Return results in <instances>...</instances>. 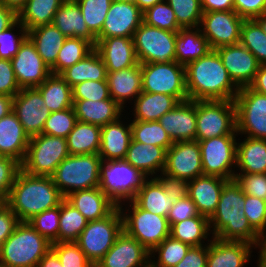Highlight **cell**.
Listing matches in <instances>:
<instances>
[{
    "label": "cell",
    "mask_w": 266,
    "mask_h": 267,
    "mask_svg": "<svg viewBox=\"0 0 266 267\" xmlns=\"http://www.w3.org/2000/svg\"><path fill=\"white\" fill-rule=\"evenodd\" d=\"M244 204L245 193L241 186L235 179L229 180L221 191L215 213L209 219L211 235L225 241L246 242L258 248L264 239L249 224Z\"/></svg>",
    "instance_id": "1"
},
{
    "label": "cell",
    "mask_w": 266,
    "mask_h": 267,
    "mask_svg": "<svg viewBox=\"0 0 266 267\" xmlns=\"http://www.w3.org/2000/svg\"><path fill=\"white\" fill-rule=\"evenodd\" d=\"M185 69L189 100H234L240 90L216 50H210Z\"/></svg>",
    "instance_id": "2"
},
{
    "label": "cell",
    "mask_w": 266,
    "mask_h": 267,
    "mask_svg": "<svg viewBox=\"0 0 266 267\" xmlns=\"http://www.w3.org/2000/svg\"><path fill=\"white\" fill-rule=\"evenodd\" d=\"M63 199L52 177L33 176L20 169L5 203L20 222H28L35 215L60 205Z\"/></svg>",
    "instance_id": "3"
},
{
    "label": "cell",
    "mask_w": 266,
    "mask_h": 267,
    "mask_svg": "<svg viewBox=\"0 0 266 267\" xmlns=\"http://www.w3.org/2000/svg\"><path fill=\"white\" fill-rule=\"evenodd\" d=\"M51 245L29 222H20L0 247V266L37 267Z\"/></svg>",
    "instance_id": "4"
},
{
    "label": "cell",
    "mask_w": 266,
    "mask_h": 267,
    "mask_svg": "<svg viewBox=\"0 0 266 267\" xmlns=\"http://www.w3.org/2000/svg\"><path fill=\"white\" fill-rule=\"evenodd\" d=\"M102 162L98 154L69 155L51 177L65 198L78 190L99 187Z\"/></svg>",
    "instance_id": "5"
},
{
    "label": "cell",
    "mask_w": 266,
    "mask_h": 267,
    "mask_svg": "<svg viewBox=\"0 0 266 267\" xmlns=\"http://www.w3.org/2000/svg\"><path fill=\"white\" fill-rule=\"evenodd\" d=\"M126 202L129 204L126 207L119 206L123 218V231L151 252L170 236L168 218L141 209L132 200Z\"/></svg>",
    "instance_id": "6"
},
{
    "label": "cell",
    "mask_w": 266,
    "mask_h": 267,
    "mask_svg": "<svg viewBox=\"0 0 266 267\" xmlns=\"http://www.w3.org/2000/svg\"><path fill=\"white\" fill-rule=\"evenodd\" d=\"M238 135L234 100H196V139Z\"/></svg>",
    "instance_id": "7"
},
{
    "label": "cell",
    "mask_w": 266,
    "mask_h": 267,
    "mask_svg": "<svg viewBox=\"0 0 266 267\" xmlns=\"http://www.w3.org/2000/svg\"><path fill=\"white\" fill-rule=\"evenodd\" d=\"M69 155L66 138L39 134L30 138L21 169L33 176L51 177Z\"/></svg>",
    "instance_id": "8"
},
{
    "label": "cell",
    "mask_w": 266,
    "mask_h": 267,
    "mask_svg": "<svg viewBox=\"0 0 266 267\" xmlns=\"http://www.w3.org/2000/svg\"><path fill=\"white\" fill-rule=\"evenodd\" d=\"M146 176L125 160L103 161L100 189L118 206L127 205L138 192Z\"/></svg>",
    "instance_id": "9"
},
{
    "label": "cell",
    "mask_w": 266,
    "mask_h": 267,
    "mask_svg": "<svg viewBox=\"0 0 266 267\" xmlns=\"http://www.w3.org/2000/svg\"><path fill=\"white\" fill-rule=\"evenodd\" d=\"M122 231L123 218L117 206L105 218L87 222L76 243L92 264L96 265L111 249Z\"/></svg>",
    "instance_id": "10"
},
{
    "label": "cell",
    "mask_w": 266,
    "mask_h": 267,
    "mask_svg": "<svg viewBox=\"0 0 266 267\" xmlns=\"http://www.w3.org/2000/svg\"><path fill=\"white\" fill-rule=\"evenodd\" d=\"M142 92L161 93L188 100L185 66L176 61L141 64Z\"/></svg>",
    "instance_id": "11"
},
{
    "label": "cell",
    "mask_w": 266,
    "mask_h": 267,
    "mask_svg": "<svg viewBox=\"0 0 266 267\" xmlns=\"http://www.w3.org/2000/svg\"><path fill=\"white\" fill-rule=\"evenodd\" d=\"M236 137L238 135H223L198 141L203 175L217 176L226 180L235 179L238 139Z\"/></svg>",
    "instance_id": "12"
},
{
    "label": "cell",
    "mask_w": 266,
    "mask_h": 267,
    "mask_svg": "<svg viewBox=\"0 0 266 267\" xmlns=\"http://www.w3.org/2000/svg\"><path fill=\"white\" fill-rule=\"evenodd\" d=\"M177 32L152 27L144 22L133 36L135 52L140 64L175 61Z\"/></svg>",
    "instance_id": "13"
},
{
    "label": "cell",
    "mask_w": 266,
    "mask_h": 267,
    "mask_svg": "<svg viewBox=\"0 0 266 267\" xmlns=\"http://www.w3.org/2000/svg\"><path fill=\"white\" fill-rule=\"evenodd\" d=\"M234 102L237 134L266 140V95L245 86L240 88Z\"/></svg>",
    "instance_id": "14"
},
{
    "label": "cell",
    "mask_w": 266,
    "mask_h": 267,
    "mask_svg": "<svg viewBox=\"0 0 266 267\" xmlns=\"http://www.w3.org/2000/svg\"><path fill=\"white\" fill-rule=\"evenodd\" d=\"M244 19L233 11L203 12L200 26L212 50L240 43Z\"/></svg>",
    "instance_id": "15"
},
{
    "label": "cell",
    "mask_w": 266,
    "mask_h": 267,
    "mask_svg": "<svg viewBox=\"0 0 266 267\" xmlns=\"http://www.w3.org/2000/svg\"><path fill=\"white\" fill-rule=\"evenodd\" d=\"M12 111L30 138L42 134L45 121L51 113L36 88H22L13 97Z\"/></svg>",
    "instance_id": "16"
},
{
    "label": "cell",
    "mask_w": 266,
    "mask_h": 267,
    "mask_svg": "<svg viewBox=\"0 0 266 267\" xmlns=\"http://www.w3.org/2000/svg\"><path fill=\"white\" fill-rule=\"evenodd\" d=\"M164 174L187 181L203 175L198 141H177L166 152Z\"/></svg>",
    "instance_id": "17"
},
{
    "label": "cell",
    "mask_w": 266,
    "mask_h": 267,
    "mask_svg": "<svg viewBox=\"0 0 266 267\" xmlns=\"http://www.w3.org/2000/svg\"><path fill=\"white\" fill-rule=\"evenodd\" d=\"M143 23V12L134 1L113 0L101 32L96 38H133L135 31Z\"/></svg>",
    "instance_id": "18"
},
{
    "label": "cell",
    "mask_w": 266,
    "mask_h": 267,
    "mask_svg": "<svg viewBox=\"0 0 266 267\" xmlns=\"http://www.w3.org/2000/svg\"><path fill=\"white\" fill-rule=\"evenodd\" d=\"M11 63L21 89L36 88L51 75L50 68L44 63L28 37L20 45Z\"/></svg>",
    "instance_id": "19"
},
{
    "label": "cell",
    "mask_w": 266,
    "mask_h": 267,
    "mask_svg": "<svg viewBox=\"0 0 266 267\" xmlns=\"http://www.w3.org/2000/svg\"><path fill=\"white\" fill-rule=\"evenodd\" d=\"M232 81L239 87L249 86L259 70L257 58L241 43L216 49Z\"/></svg>",
    "instance_id": "20"
},
{
    "label": "cell",
    "mask_w": 266,
    "mask_h": 267,
    "mask_svg": "<svg viewBox=\"0 0 266 267\" xmlns=\"http://www.w3.org/2000/svg\"><path fill=\"white\" fill-rule=\"evenodd\" d=\"M95 267H150V252L122 231Z\"/></svg>",
    "instance_id": "21"
},
{
    "label": "cell",
    "mask_w": 266,
    "mask_h": 267,
    "mask_svg": "<svg viewBox=\"0 0 266 267\" xmlns=\"http://www.w3.org/2000/svg\"><path fill=\"white\" fill-rule=\"evenodd\" d=\"M95 50L101 56L107 72H115L137 65L133 38H96Z\"/></svg>",
    "instance_id": "22"
},
{
    "label": "cell",
    "mask_w": 266,
    "mask_h": 267,
    "mask_svg": "<svg viewBox=\"0 0 266 267\" xmlns=\"http://www.w3.org/2000/svg\"><path fill=\"white\" fill-rule=\"evenodd\" d=\"M159 123L173 142L195 141L196 139V100L179 102L165 113Z\"/></svg>",
    "instance_id": "23"
},
{
    "label": "cell",
    "mask_w": 266,
    "mask_h": 267,
    "mask_svg": "<svg viewBox=\"0 0 266 267\" xmlns=\"http://www.w3.org/2000/svg\"><path fill=\"white\" fill-rule=\"evenodd\" d=\"M256 248L246 242L212 237L208 243L207 267H244L250 262L252 250Z\"/></svg>",
    "instance_id": "24"
},
{
    "label": "cell",
    "mask_w": 266,
    "mask_h": 267,
    "mask_svg": "<svg viewBox=\"0 0 266 267\" xmlns=\"http://www.w3.org/2000/svg\"><path fill=\"white\" fill-rule=\"evenodd\" d=\"M229 180L217 176L202 175L188 181V196L194 202L199 215L208 219L215 213L221 191Z\"/></svg>",
    "instance_id": "25"
},
{
    "label": "cell",
    "mask_w": 266,
    "mask_h": 267,
    "mask_svg": "<svg viewBox=\"0 0 266 267\" xmlns=\"http://www.w3.org/2000/svg\"><path fill=\"white\" fill-rule=\"evenodd\" d=\"M30 137L12 111L0 119V156L23 162Z\"/></svg>",
    "instance_id": "26"
},
{
    "label": "cell",
    "mask_w": 266,
    "mask_h": 267,
    "mask_svg": "<svg viewBox=\"0 0 266 267\" xmlns=\"http://www.w3.org/2000/svg\"><path fill=\"white\" fill-rule=\"evenodd\" d=\"M65 199L89 221L108 216L118 205L112 201L100 187L78 190Z\"/></svg>",
    "instance_id": "27"
},
{
    "label": "cell",
    "mask_w": 266,
    "mask_h": 267,
    "mask_svg": "<svg viewBox=\"0 0 266 267\" xmlns=\"http://www.w3.org/2000/svg\"><path fill=\"white\" fill-rule=\"evenodd\" d=\"M118 120L101 127V145L98 155L102 161L124 160L132 140L131 122ZM126 125V126H125Z\"/></svg>",
    "instance_id": "28"
},
{
    "label": "cell",
    "mask_w": 266,
    "mask_h": 267,
    "mask_svg": "<svg viewBox=\"0 0 266 267\" xmlns=\"http://www.w3.org/2000/svg\"><path fill=\"white\" fill-rule=\"evenodd\" d=\"M110 97L122 108L125 103L136 99L142 92L141 64L115 72H107L106 77ZM127 101V102H126Z\"/></svg>",
    "instance_id": "29"
},
{
    "label": "cell",
    "mask_w": 266,
    "mask_h": 267,
    "mask_svg": "<svg viewBox=\"0 0 266 267\" xmlns=\"http://www.w3.org/2000/svg\"><path fill=\"white\" fill-rule=\"evenodd\" d=\"M165 148L131 140L125 161L143 173L146 178L163 173L166 163Z\"/></svg>",
    "instance_id": "30"
},
{
    "label": "cell",
    "mask_w": 266,
    "mask_h": 267,
    "mask_svg": "<svg viewBox=\"0 0 266 267\" xmlns=\"http://www.w3.org/2000/svg\"><path fill=\"white\" fill-rule=\"evenodd\" d=\"M73 108L77 121L100 127L123 117L122 113L124 112V108L113 99L101 101L73 100Z\"/></svg>",
    "instance_id": "31"
},
{
    "label": "cell",
    "mask_w": 266,
    "mask_h": 267,
    "mask_svg": "<svg viewBox=\"0 0 266 267\" xmlns=\"http://www.w3.org/2000/svg\"><path fill=\"white\" fill-rule=\"evenodd\" d=\"M52 24L67 38H83L96 45V36L87 27L75 1H65L56 11Z\"/></svg>",
    "instance_id": "32"
},
{
    "label": "cell",
    "mask_w": 266,
    "mask_h": 267,
    "mask_svg": "<svg viewBox=\"0 0 266 267\" xmlns=\"http://www.w3.org/2000/svg\"><path fill=\"white\" fill-rule=\"evenodd\" d=\"M210 50L208 41L199 27L181 28L176 34L175 61L187 66L189 63L205 56Z\"/></svg>",
    "instance_id": "33"
},
{
    "label": "cell",
    "mask_w": 266,
    "mask_h": 267,
    "mask_svg": "<svg viewBox=\"0 0 266 267\" xmlns=\"http://www.w3.org/2000/svg\"><path fill=\"white\" fill-rule=\"evenodd\" d=\"M132 201L141 209L167 217L174 201L156 177L146 178Z\"/></svg>",
    "instance_id": "34"
},
{
    "label": "cell",
    "mask_w": 266,
    "mask_h": 267,
    "mask_svg": "<svg viewBox=\"0 0 266 267\" xmlns=\"http://www.w3.org/2000/svg\"><path fill=\"white\" fill-rule=\"evenodd\" d=\"M180 101L173 96L161 93L141 92L133 100V120L158 121L165 113L171 111Z\"/></svg>",
    "instance_id": "35"
},
{
    "label": "cell",
    "mask_w": 266,
    "mask_h": 267,
    "mask_svg": "<svg viewBox=\"0 0 266 267\" xmlns=\"http://www.w3.org/2000/svg\"><path fill=\"white\" fill-rule=\"evenodd\" d=\"M27 36L35 45L44 63L51 69L56 64L58 52L67 37L52 23L28 30Z\"/></svg>",
    "instance_id": "36"
},
{
    "label": "cell",
    "mask_w": 266,
    "mask_h": 267,
    "mask_svg": "<svg viewBox=\"0 0 266 267\" xmlns=\"http://www.w3.org/2000/svg\"><path fill=\"white\" fill-rule=\"evenodd\" d=\"M237 142L236 169L239 173H266V140L244 135Z\"/></svg>",
    "instance_id": "37"
},
{
    "label": "cell",
    "mask_w": 266,
    "mask_h": 267,
    "mask_svg": "<svg viewBox=\"0 0 266 267\" xmlns=\"http://www.w3.org/2000/svg\"><path fill=\"white\" fill-rule=\"evenodd\" d=\"M60 76L73 87L86 80H106L107 71L101 56L94 49L84 59L65 69Z\"/></svg>",
    "instance_id": "38"
},
{
    "label": "cell",
    "mask_w": 266,
    "mask_h": 267,
    "mask_svg": "<svg viewBox=\"0 0 266 267\" xmlns=\"http://www.w3.org/2000/svg\"><path fill=\"white\" fill-rule=\"evenodd\" d=\"M70 155L98 154L101 145V127L77 121L66 137Z\"/></svg>",
    "instance_id": "39"
},
{
    "label": "cell",
    "mask_w": 266,
    "mask_h": 267,
    "mask_svg": "<svg viewBox=\"0 0 266 267\" xmlns=\"http://www.w3.org/2000/svg\"><path fill=\"white\" fill-rule=\"evenodd\" d=\"M36 89L51 113L73 107L72 87L60 75L51 74Z\"/></svg>",
    "instance_id": "40"
},
{
    "label": "cell",
    "mask_w": 266,
    "mask_h": 267,
    "mask_svg": "<svg viewBox=\"0 0 266 267\" xmlns=\"http://www.w3.org/2000/svg\"><path fill=\"white\" fill-rule=\"evenodd\" d=\"M210 234L209 219L199 214L170 226V236L190 246L208 245L213 237ZM205 240L208 241L207 244Z\"/></svg>",
    "instance_id": "41"
},
{
    "label": "cell",
    "mask_w": 266,
    "mask_h": 267,
    "mask_svg": "<svg viewBox=\"0 0 266 267\" xmlns=\"http://www.w3.org/2000/svg\"><path fill=\"white\" fill-rule=\"evenodd\" d=\"M64 2L65 0H28L17 14L18 20L27 31L51 24L56 11Z\"/></svg>",
    "instance_id": "42"
},
{
    "label": "cell",
    "mask_w": 266,
    "mask_h": 267,
    "mask_svg": "<svg viewBox=\"0 0 266 267\" xmlns=\"http://www.w3.org/2000/svg\"><path fill=\"white\" fill-rule=\"evenodd\" d=\"M95 46L83 38L68 37L58 52L56 64L50 69L51 74L60 75L65 69L84 59Z\"/></svg>",
    "instance_id": "43"
},
{
    "label": "cell",
    "mask_w": 266,
    "mask_h": 267,
    "mask_svg": "<svg viewBox=\"0 0 266 267\" xmlns=\"http://www.w3.org/2000/svg\"><path fill=\"white\" fill-rule=\"evenodd\" d=\"M87 222L85 217L64 198L60 203L58 242H76Z\"/></svg>",
    "instance_id": "44"
},
{
    "label": "cell",
    "mask_w": 266,
    "mask_h": 267,
    "mask_svg": "<svg viewBox=\"0 0 266 267\" xmlns=\"http://www.w3.org/2000/svg\"><path fill=\"white\" fill-rule=\"evenodd\" d=\"M190 247L168 236L150 252V267H174L185 257Z\"/></svg>",
    "instance_id": "45"
},
{
    "label": "cell",
    "mask_w": 266,
    "mask_h": 267,
    "mask_svg": "<svg viewBox=\"0 0 266 267\" xmlns=\"http://www.w3.org/2000/svg\"><path fill=\"white\" fill-rule=\"evenodd\" d=\"M132 140L168 150L174 142L159 121H131Z\"/></svg>",
    "instance_id": "46"
},
{
    "label": "cell",
    "mask_w": 266,
    "mask_h": 267,
    "mask_svg": "<svg viewBox=\"0 0 266 267\" xmlns=\"http://www.w3.org/2000/svg\"><path fill=\"white\" fill-rule=\"evenodd\" d=\"M240 43L257 58L261 65H266V34L254 19L243 21Z\"/></svg>",
    "instance_id": "47"
},
{
    "label": "cell",
    "mask_w": 266,
    "mask_h": 267,
    "mask_svg": "<svg viewBox=\"0 0 266 267\" xmlns=\"http://www.w3.org/2000/svg\"><path fill=\"white\" fill-rule=\"evenodd\" d=\"M113 0H75L89 30L97 36L102 28Z\"/></svg>",
    "instance_id": "48"
},
{
    "label": "cell",
    "mask_w": 266,
    "mask_h": 267,
    "mask_svg": "<svg viewBox=\"0 0 266 267\" xmlns=\"http://www.w3.org/2000/svg\"><path fill=\"white\" fill-rule=\"evenodd\" d=\"M173 9L181 28H197L203 15L201 0H165Z\"/></svg>",
    "instance_id": "49"
},
{
    "label": "cell",
    "mask_w": 266,
    "mask_h": 267,
    "mask_svg": "<svg viewBox=\"0 0 266 267\" xmlns=\"http://www.w3.org/2000/svg\"><path fill=\"white\" fill-rule=\"evenodd\" d=\"M143 22L149 26L172 32H177L181 29L173 9L165 0L146 9L143 12Z\"/></svg>",
    "instance_id": "50"
},
{
    "label": "cell",
    "mask_w": 266,
    "mask_h": 267,
    "mask_svg": "<svg viewBox=\"0 0 266 267\" xmlns=\"http://www.w3.org/2000/svg\"><path fill=\"white\" fill-rule=\"evenodd\" d=\"M77 122L74 108L50 113L45 121L42 134L66 138Z\"/></svg>",
    "instance_id": "51"
},
{
    "label": "cell",
    "mask_w": 266,
    "mask_h": 267,
    "mask_svg": "<svg viewBox=\"0 0 266 267\" xmlns=\"http://www.w3.org/2000/svg\"><path fill=\"white\" fill-rule=\"evenodd\" d=\"M60 205L35 215L28 222L50 243L58 242Z\"/></svg>",
    "instance_id": "52"
},
{
    "label": "cell",
    "mask_w": 266,
    "mask_h": 267,
    "mask_svg": "<svg viewBox=\"0 0 266 267\" xmlns=\"http://www.w3.org/2000/svg\"><path fill=\"white\" fill-rule=\"evenodd\" d=\"M16 28L19 29L18 32ZM27 35L28 31L18 19L3 32H0V59L11 60L28 37Z\"/></svg>",
    "instance_id": "53"
},
{
    "label": "cell",
    "mask_w": 266,
    "mask_h": 267,
    "mask_svg": "<svg viewBox=\"0 0 266 267\" xmlns=\"http://www.w3.org/2000/svg\"><path fill=\"white\" fill-rule=\"evenodd\" d=\"M51 249L64 267H95L76 242L52 243Z\"/></svg>",
    "instance_id": "54"
},
{
    "label": "cell",
    "mask_w": 266,
    "mask_h": 267,
    "mask_svg": "<svg viewBox=\"0 0 266 267\" xmlns=\"http://www.w3.org/2000/svg\"><path fill=\"white\" fill-rule=\"evenodd\" d=\"M251 227L263 238H266V204L265 200L245 194L243 207Z\"/></svg>",
    "instance_id": "55"
},
{
    "label": "cell",
    "mask_w": 266,
    "mask_h": 267,
    "mask_svg": "<svg viewBox=\"0 0 266 267\" xmlns=\"http://www.w3.org/2000/svg\"><path fill=\"white\" fill-rule=\"evenodd\" d=\"M73 100L101 101L110 97L107 80H86L72 87Z\"/></svg>",
    "instance_id": "56"
},
{
    "label": "cell",
    "mask_w": 266,
    "mask_h": 267,
    "mask_svg": "<svg viewBox=\"0 0 266 267\" xmlns=\"http://www.w3.org/2000/svg\"><path fill=\"white\" fill-rule=\"evenodd\" d=\"M235 181L243 192L249 196L266 198V173H238L235 172Z\"/></svg>",
    "instance_id": "57"
},
{
    "label": "cell",
    "mask_w": 266,
    "mask_h": 267,
    "mask_svg": "<svg viewBox=\"0 0 266 267\" xmlns=\"http://www.w3.org/2000/svg\"><path fill=\"white\" fill-rule=\"evenodd\" d=\"M21 164L10 157L0 156V197L7 200Z\"/></svg>",
    "instance_id": "58"
},
{
    "label": "cell",
    "mask_w": 266,
    "mask_h": 267,
    "mask_svg": "<svg viewBox=\"0 0 266 267\" xmlns=\"http://www.w3.org/2000/svg\"><path fill=\"white\" fill-rule=\"evenodd\" d=\"M20 90L11 60L0 59V95L14 97Z\"/></svg>",
    "instance_id": "59"
},
{
    "label": "cell",
    "mask_w": 266,
    "mask_h": 267,
    "mask_svg": "<svg viewBox=\"0 0 266 267\" xmlns=\"http://www.w3.org/2000/svg\"><path fill=\"white\" fill-rule=\"evenodd\" d=\"M198 214L194 202L187 196L173 203L167 215L168 223L171 226L174 223L196 217Z\"/></svg>",
    "instance_id": "60"
},
{
    "label": "cell",
    "mask_w": 266,
    "mask_h": 267,
    "mask_svg": "<svg viewBox=\"0 0 266 267\" xmlns=\"http://www.w3.org/2000/svg\"><path fill=\"white\" fill-rule=\"evenodd\" d=\"M156 178L161 182L165 193L175 202L188 196V181L161 173Z\"/></svg>",
    "instance_id": "61"
},
{
    "label": "cell",
    "mask_w": 266,
    "mask_h": 267,
    "mask_svg": "<svg viewBox=\"0 0 266 267\" xmlns=\"http://www.w3.org/2000/svg\"><path fill=\"white\" fill-rule=\"evenodd\" d=\"M234 11L244 20H252L266 11V0H233Z\"/></svg>",
    "instance_id": "62"
},
{
    "label": "cell",
    "mask_w": 266,
    "mask_h": 267,
    "mask_svg": "<svg viewBox=\"0 0 266 267\" xmlns=\"http://www.w3.org/2000/svg\"><path fill=\"white\" fill-rule=\"evenodd\" d=\"M19 223L20 220L6 203L0 207V247Z\"/></svg>",
    "instance_id": "63"
},
{
    "label": "cell",
    "mask_w": 266,
    "mask_h": 267,
    "mask_svg": "<svg viewBox=\"0 0 266 267\" xmlns=\"http://www.w3.org/2000/svg\"><path fill=\"white\" fill-rule=\"evenodd\" d=\"M208 245L191 246L185 257L174 267H207Z\"/></svg>",
    "instance_id": "64"
},
{
    "label": "cell",
    "mask_w": 266,
    "mask_h": 267,
    "mask_svg": "<svg viewBox=\"0 0 266 267\" xmlns=\"http://www.w3.org/2000/svg\"><path fill=\"white\" fill-rule=\"evenodd\" d=\"M203 12L211 11H233V0H201Z\"/></svg>",
    "instance_id": "65"
},
{
    "label": "cell",
    "mask_w": 266,
    "mask_h": 267,
    "mask_svg": "<svg viewBox=\"0 0 266 267\" xmlns=\"http://www.w3.org/2000/svg\"><path fill=\"white\" fill-rule=\"evenodd\" d=\"M18 19L17 13L0 3V32H3Z\"/></svg>",
    "instance_id": "66"
},
{
    "label": "cell",
    "mask_w": 266,
    "mask_h": 267,
    "mask_svg": "<svg viewBox=\"0 0 266 267\" xmlns=\"http://www.w3.org/2000/svg\"><path fill=\"white\" fill-rule=\"evenodd\" d=\"M249 87L260 94L266 95V65H260Z\"/></svg>",
    "instance_id": "67"
},
{
    "label": "cell",
    "mask_w": 266,
    "mask_h": 267,
    "mask_svg": "<svg viewBox=\"0 0 266 267\" xmlns=\"http://www.w3.org/2000/svg\"><path fill=\"white\" fill-rule=\"evenodd\" d=\"M37 267H64L57 254L50 249L43 258L39 261Z\"/></svg>",
    "instance_id": "68"
},
{
    "label": "cell",
    "mask_w": 266,
    "mask_h": 267,
    "mask_svg": "<svg viewBox=\"0 0 266 267\" xmlns=\"http://www.w3.org/2000/svg\"><path fill=\"white\" fill-rule=\"evenodd\" d=\"M13 97L0 95V119L12 112Z\"/></svg>",
    "instance_id": "69"
},
{
    "label": "cell",
    "mask_w": 266,
    "mask_h": 267,
    "mask_svg": "<svg viewBox=\"0 0 266 267\" xmlns=\"http://www.w3.org/2000/svg\"><path fill=\"white\" fill-rule=\"evenodd\" d=\"M27 1L28 0H0V3L10 9H13L18 14Z\"/></svg>",
    "instance_id": "70"
},
{
    "label": "cell",
    "mask_w": 266,
    "mask_h": 267,
    "mask_svg": "<svg viewBox=\"0 0 266 267\" xmlns=\"http://www.w3.org/2000/svg\"><path fill=\"white\" fill-rule=\"evenodd\" d=\"M259 249V258L257 260V267H266V238L258 247Z\"/></svg>",
    "instance_id": "71"
},
{
    "label": "cell",
    "mask_w": 266,
    "mask_h": 267,
    "mask_svg": "<svg viewBox=\"0 0 266 267\" xmlns=\"http://www.w3.org/2000/svg\"><path fill=\"white\" fill-rule=\"evenodd\" d=\"M162 1L164 0H134V3L139 7L142 12H144L146 9Z\"/></svg>",
    "instance_id": "72"
},
{
    "label": "cell",
    "mask_w": 266,
    "mask_h": 267,
    "mask_svg": "<svg viewBox=\"0 0 266 267\" xmlns=\"http://www.w3.org/2000/svg\"><path fill=\"white\" fill-rule=\"evenodd\" d=\"M254 20L260 25L263 32L266 34V11Z\"/></svg>",
    "instance_id": "73"
},
{
    "label": "cell",
    "mask_w": 266,
    "mask_h": 267,
    "mask_svg": "<svg viewBox=\"0 0 266 267\" xmlns=\"http://www.w3.org/2000/svg\"><path fill=\"white\" fill-rule=\"evenodd\" d=\"M5 204V200L2 198V197H0V207L2 206V205H4Z\"/></svg>",
    "instance_id": "74"
}]
</instances>
